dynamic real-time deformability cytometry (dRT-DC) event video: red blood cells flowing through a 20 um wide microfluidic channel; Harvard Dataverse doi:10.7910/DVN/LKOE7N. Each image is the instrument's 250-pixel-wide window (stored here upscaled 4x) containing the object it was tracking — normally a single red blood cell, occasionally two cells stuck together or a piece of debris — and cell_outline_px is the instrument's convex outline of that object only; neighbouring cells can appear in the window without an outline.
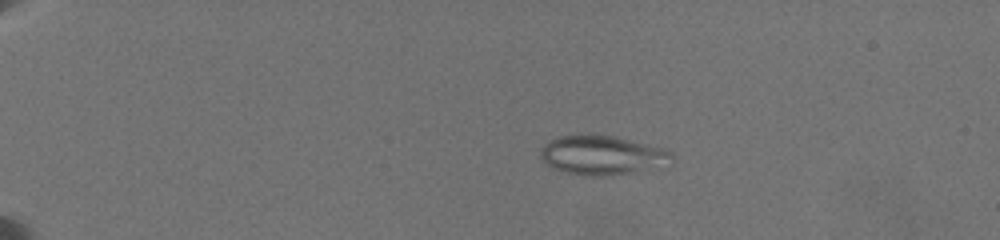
{"species": "common noctule bat (a hibernating species)", "species_latin": "Nyctalus noctula", "temperature_condition": "warm", "stored_images_in_passage": 47, "camera_frame_rate_fps": 3000, "um_per_image_px": 0.085, "animal": {"sex": "female", "body_mass_g": 19.5, "forearm_length_mm": 54.1}, "frame": {"image": 1, "passage_image": 10, "time_ms": 5.0, "image_size_px": [1000, 240], "cell_outline_px": [[672, 156], [668, 168], [604, 176], [592, 176], [568, 172], [552, 168], [540, 156], [540, 148], [548, 140], [556, 136], [596, 132], [664, 148], [672, 152]], "centroid_in_image_um": [51.22, 13.17], "position_along_channel_um": 33.8, "area_um2": 30.87}}
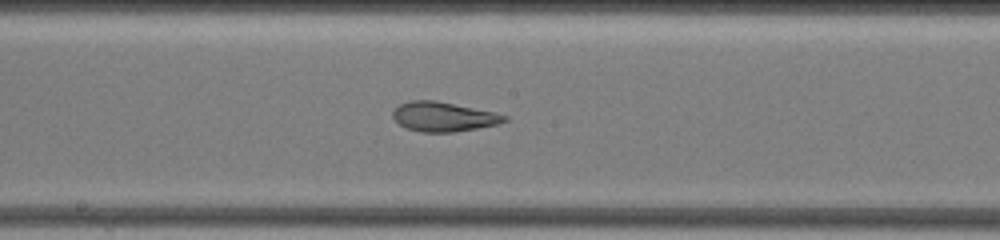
{"frame": {"image": 2, "passage_image": 33, "time_ms": 12.667, "image_size_px": [1000, 240], "cell_outline_px": [[508, 120], [500, 124], [456, 132], [420, 132], [404, 128], [392, 116], [392, 112], [400, 104], [412, 100], [436, 100], [496, 112], [508, 116]], "centroid_in_image_um": [37.73, 9.92], "position_along_channel_um": 210.5, "area_um2": 19.42}}
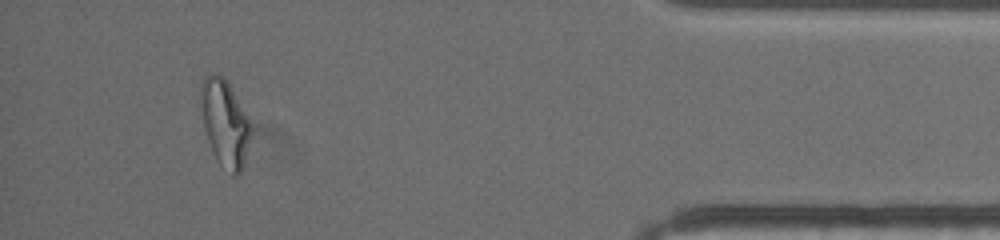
{"frame": {"image": 3, "passage_image": 44, "time_ms": 19.667, "image_size_px": [1000, 240], "cell_outline_px": [[252, 128], [244, 164], [240, 172], [236, 176], [232, 176], [216, 160], [212, 152], [204, 128], [200, 96], [200, 84], [204, 76], [216, 72], [224, 76], [228, 80]], "centroid_in_image_um": [19.09, 10.44], "position_along_channel_um": 416.1, "area_um2": 25.37}, "authors_computed_cell_mechanics": {"area_um2": 25.3742, "velocity_mm_per_s": 3.5656, "shape_relaxation_time_tau1_ms": null, "shape_relaxation_time_tau2_ms": 1.9066, "deformation_change_tau1": null, "deformation_change_tau2": 0.1057}}